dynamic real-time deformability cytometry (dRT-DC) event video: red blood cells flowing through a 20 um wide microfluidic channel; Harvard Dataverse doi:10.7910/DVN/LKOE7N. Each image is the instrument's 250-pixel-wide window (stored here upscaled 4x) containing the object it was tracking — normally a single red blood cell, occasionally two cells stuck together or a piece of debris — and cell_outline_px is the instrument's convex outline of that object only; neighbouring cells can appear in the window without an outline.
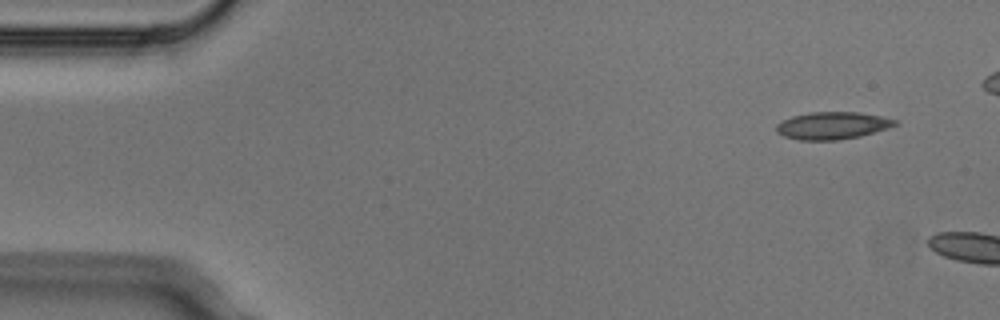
{"species": "Egyptian fruit bat (a non-hibernating species)", "species_latin": "Rousettus aegyptiacus", "temperature_condition": "cold", "stored_images_in_passage": 2, "camera_frame_rate_fps": 3000, "um_per_image_px": 0.085, "animal": {"sex": "male"}, "frame": {"image": 1, "passage_image": 1, "time_ms": 0.0, "image_size_px": [1000, 320], "cell_outline_px": [[900, 124], [888, 128], [860, 136], [836, 140], [800, 140], [784, 136], [776, 132], [776, 124], [792, 116], [808, 112], [860, 112], [900, 120]], "centroid_in_image_um": [70.79, 10.66], "position_along_channel_um": 14.2, "area_um2": 19.02}}